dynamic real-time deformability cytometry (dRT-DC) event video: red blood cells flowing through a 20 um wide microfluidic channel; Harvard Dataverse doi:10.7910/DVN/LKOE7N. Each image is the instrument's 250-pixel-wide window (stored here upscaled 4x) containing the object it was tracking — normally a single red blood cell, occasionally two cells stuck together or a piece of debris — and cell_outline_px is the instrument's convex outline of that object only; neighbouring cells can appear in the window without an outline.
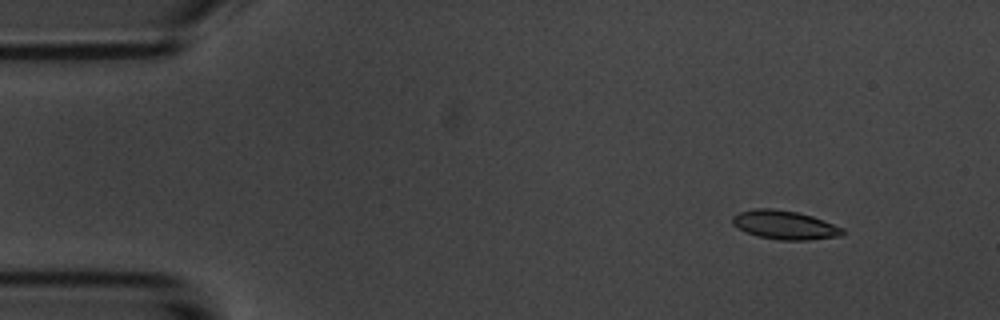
{"species": "common noctule bat (a hibernating species)", "species_latin": "Nyctalus noctula", "temperature_condition": "room temperature", "stored_images_in_passage": 4, "camera_frame_rate_fps": 3000, "um_per_image_px": 0.085, "animal": {"sex": "male", "body_mass_g": 20.1, "forearm_length_mm": 53.5}, "frame": {"image": 1, "passage_image": 2, "time_ms": 1.333, "image_size_px": [1000, 320], "cell_outline_px": [[844, 232], [840, 236], [808, 240], [780, 240], [760, 236], [748, 232], [732, 224], [732, 216], [740, 212], [756, 208], [772, 208], [796, 212], [812, 216], [824, 220], [844, 228]], "centroid_in_image_um": [66.72, 19.11], "position_along_channel_um": 18.3, "area_um2": 18.26}}
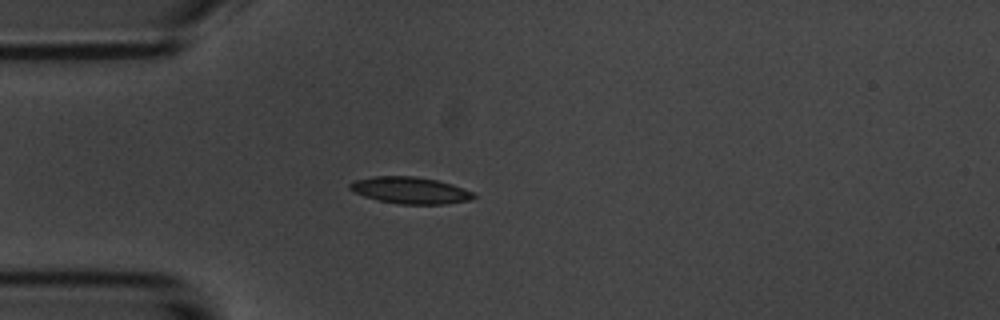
{"frame": {"image": 2, "passage_image": 4, "time_ms": 4.333, "image_size_px": [1000, 320], "cell_outline_px": [[476, 196], [468, 200], [444, 204], [400, 204], [380, 200], [364, 196], [348, 188], [348, 184], [356, 180], [372, 176], [416, 176], [436, 180], [452, 184], [476, 192]], "centroid_in_image_um": [34.89, 16.17], "position_along_channel_um": 50.1, "area_um2": 19.19}}